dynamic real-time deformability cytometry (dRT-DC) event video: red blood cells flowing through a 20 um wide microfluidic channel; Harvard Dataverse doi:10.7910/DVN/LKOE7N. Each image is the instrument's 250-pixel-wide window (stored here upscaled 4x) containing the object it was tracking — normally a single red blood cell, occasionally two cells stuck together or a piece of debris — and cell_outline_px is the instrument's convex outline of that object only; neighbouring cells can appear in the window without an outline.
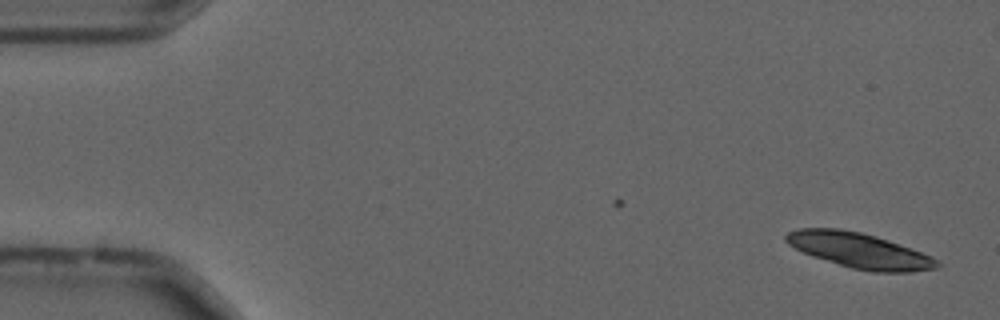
{"species": "common noctule bat (a hibernating species)", "species_latin": "Nyctalus noctula", "temperature_condition": "cold", "stored_images_in_passage": 46, "segment_of_instrument_passage": [1, 2], "camera_frame_rate_fps": 3000, "um_per_image_px": 0.085, "animal": {"sex": "male", "forearm_length_mm": 52.5}, "frame": {"image": 1, "passage_image": 1, "time_ms": 0.0, "image_size_px": [1000, 320], "cell_outline_px": [[944, 264], [936, 268], [908, 272], [872, 272], [852, 268], [812, 256], [788, 244], [784, 240], [784, 236], [788, 232], [796, 228], [840, 228], [860, 232], [876, 236], [888, 240], [932, 256], [940, 260]], "centroid_in_image_um": [73.06, 21.29], "position_along_channel_um": 11.9, "area_um2": 31.04}}